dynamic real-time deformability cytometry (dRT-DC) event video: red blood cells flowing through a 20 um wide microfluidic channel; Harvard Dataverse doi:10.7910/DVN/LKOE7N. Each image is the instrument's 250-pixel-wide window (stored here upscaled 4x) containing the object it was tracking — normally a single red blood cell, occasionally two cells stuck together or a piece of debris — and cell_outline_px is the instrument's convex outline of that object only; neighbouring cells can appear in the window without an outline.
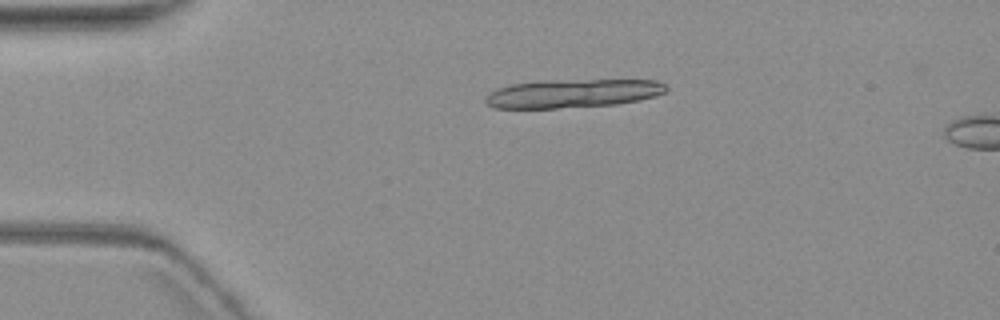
{"species": "common noctule bat (a hibernating species)", "species_latin": "Nyctalus noctula", "temperature_condition": "warm", "stored_images_in_passage": 4, "camera_frame_rate_fps": 3000, "um_per_image_px": 0.085, "animal": {"sex": "female", "body_mass_g": 19.3, "forearm_length_mm": 54.1}, "frame": {"image": 1, "passage_image": 3, "time_ms": 3.667, "image_size_px": [1000, 320], "cell_outline_px": [[668, 88], [664, 92], [656, 96], [640, 100], [616, 104], [556, 108], [496, 108], [488, 104], [484, 100], [496, 88], [512, 84], [540, 80], [656, 80], [664, 84]], "centroid_in_image_um": [48.69, 7.93], "position_along_channel_um": 36.3, "area_um2": 29.94}}